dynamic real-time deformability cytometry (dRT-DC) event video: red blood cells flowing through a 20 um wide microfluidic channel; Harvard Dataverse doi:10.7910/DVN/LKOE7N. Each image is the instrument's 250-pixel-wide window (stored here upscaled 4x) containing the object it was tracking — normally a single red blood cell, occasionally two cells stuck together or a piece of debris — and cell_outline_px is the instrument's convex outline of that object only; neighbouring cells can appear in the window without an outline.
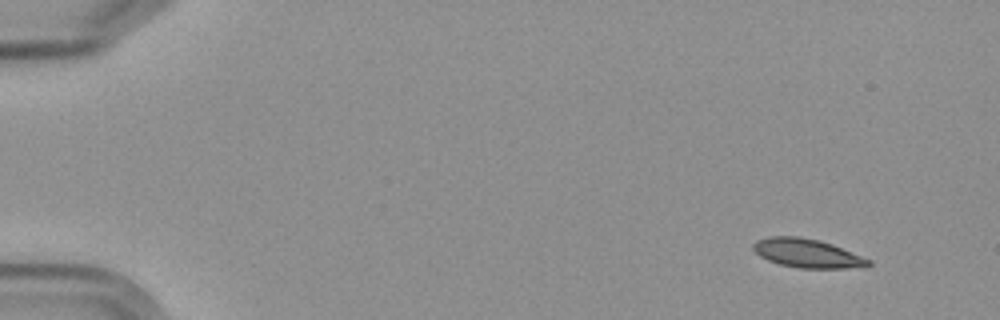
{"species": "Egyptian fruit bat (a non-hibernating species)", "species_latin": "Rousettus aegyptiacus", "temperature_condition": "cold", "stored_images_in_passage": 6, "camera_frame_rate_fps": 3000, "um_per_image_px": 0.085, "frame": {"image": 1, "passage_image": 1, "time_ms": 0.0, "image_size_px": [1000, 320], "cell_outline_px": [[872, 264], [844, 268], [800, 268], [780, 264], [768, 260], [760, 256], [752, 248], [752, 244], [756, 240], [768, 236], [800, 236], [832, 244], [872, 260]], "centroid_in_image_um": [68.56, 21.51], "position_along_channel_um": 16.4, "area_um2": 19.13}}
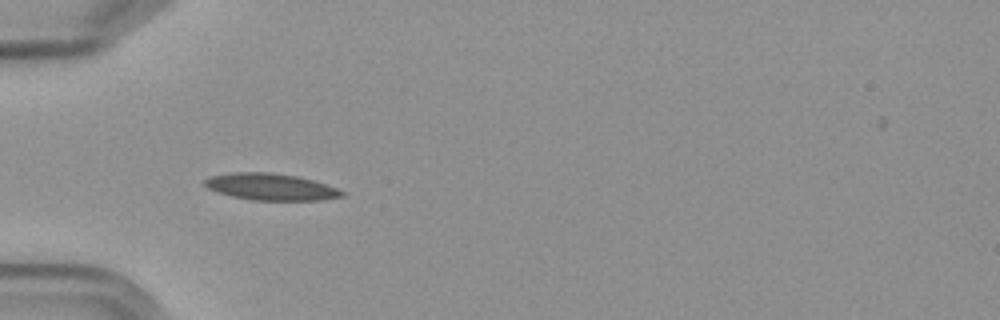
{"frame": {"image": 2, "passage_image": 5, "time_ms": 4.667, "image_size_px": [1000, 320], "cell_outline_px": [[344, 196], [320, 200], [252, 200], [232, 196], [208, 188], [204, 184], [204, 180], [212, 176], [232, 172], [272, 172], [296, 176], [312, 180], [336, 188], [344, 192]], "centroid_in_image_um": [23.01, 15.88], "position_along_channel_um": 62.0, "area_um2": 21.1}}
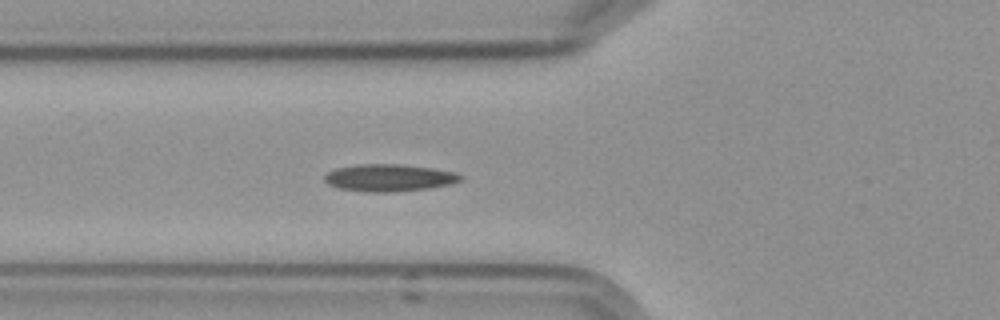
{"frame": {"image": 3, "passage_image": 6, "time_ms": 5.667, "image_size_px": [1000, 320], "cell_outline_px": [[464, 180], [452, 184], [428, 188], [396, 192], [364, 192], [340, 188], [328, 184], [324, 180], [324, 176], [328, 172], [336, 168], [356, 164], [400, 164], [432, 168], [456, 172], [464, 176]], "centroid_in_image_um": [33.11, 15.11], "position_along_channel_um": 92.7, "area_um2": 21.79}}